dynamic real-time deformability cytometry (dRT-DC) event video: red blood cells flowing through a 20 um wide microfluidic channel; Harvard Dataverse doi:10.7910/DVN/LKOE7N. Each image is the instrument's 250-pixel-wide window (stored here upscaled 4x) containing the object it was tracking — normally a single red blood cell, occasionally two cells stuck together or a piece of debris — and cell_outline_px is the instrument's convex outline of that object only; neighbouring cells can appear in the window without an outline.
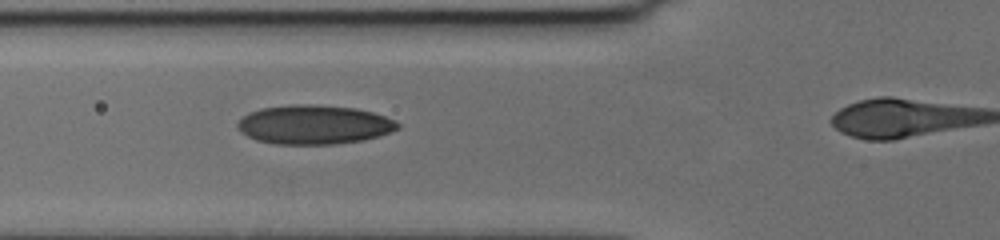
{"species": "human", "species_latin": "Homo sapiens", "temperature_condition": "cold", "stored_images_in_passage": 40, "camera_frame_rate_fps": 3000, "um_per_image_px": 0.085, "donor": {"sex": "female"}, "frame": {"image": 1, "passage_image": 15, "time_ms": 4.667, "image_size_px": [1000, 240], "cell_outline_px": [[400, 128], [392, 132], [380, 136], [364, 140], [336, 144], [276, 144], [256, 140], [240, 132], [236, 128], [236, 124], [248, 112], [260, 108], [292, 104], [312, 104], [356, 108], [372, 112], [396, 120], [400, 124]], "centroid_in_image_um": [26.7, 10.59], "position_along_channel_um": 99.1, "area_um2": 36.88}}
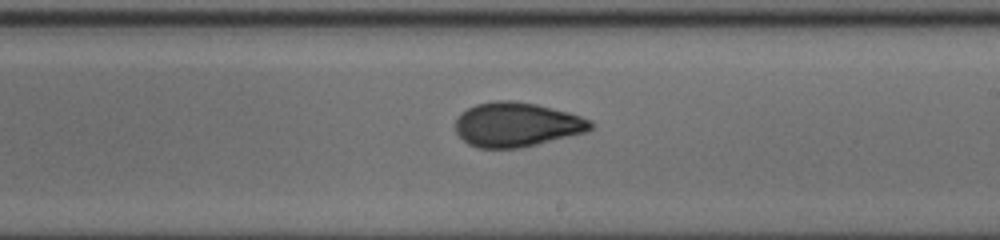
{"frame": {"image": 2, "passage_image": 27, "time_ms": 8.667, "image_size_px": [1000, 240], "cell_outline_px": [[596, 124], [588, 132], [524, 148], [480, 148], [468, 144], [456, 132], [456, 116], [460, 112], [476, 104], [496, 100], [512, 100], [536, 104], [568, 112], [592, 120]], "centroid_in_image_um": [43.95, 10.6], "position_along_channel_um": 245.0, "area_um2": 35.43}}
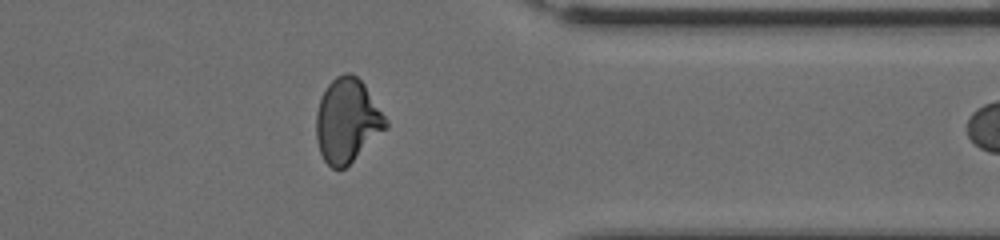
{"frame": {"image": 3, "passage_image": 39, "time_ms": 12.667, "image_size_px": [1000, 240], "cell_outline_px": [[388, 128], [344, 168], [332, 168], [324, 160], [320, 152], [316, 140], [316, 112], [320, 100], [328, 84], [336, 76], [344, 72], [352, 72], [364, 84], [388, 120]], "centroid_in_image_um": [29.52, 10.24], "position_along_channel_um": 381.9, "area_um2": 33.93}}